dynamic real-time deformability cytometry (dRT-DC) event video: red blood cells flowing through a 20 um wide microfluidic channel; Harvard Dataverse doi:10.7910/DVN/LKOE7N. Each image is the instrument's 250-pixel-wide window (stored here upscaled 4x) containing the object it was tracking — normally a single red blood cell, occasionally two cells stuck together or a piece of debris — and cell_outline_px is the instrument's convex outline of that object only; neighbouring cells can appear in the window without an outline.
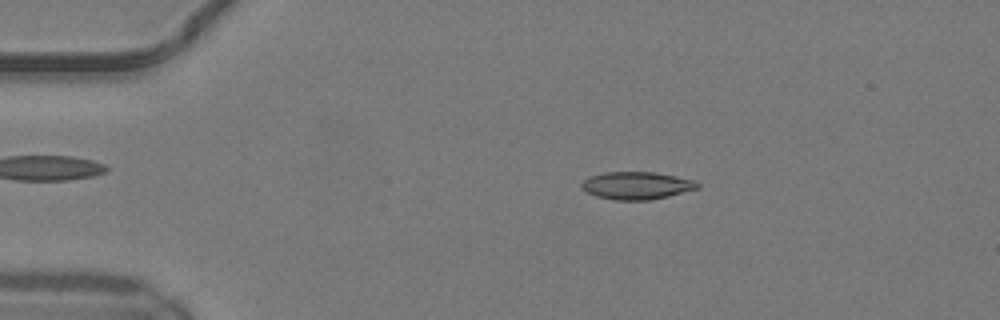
{"species": "common noctule bat (a hibernating species)", "species_latin": "Nyctalus noctula", "temperature_condition": "warm", "stored_images_in_passage": 44, "camera_frame_rate_fps": 3000, "um_per_image_px": 0.085, "animal": {"sex": "male", "body_mass_g": 19.2, "forearm_length_mm": 51.8}, "frame": {"image": 1, "passage_image": 4, "time_ms": 1.0, "image_size_px": [1000, 320], "cell_outline_px": [[700, 188], [668, 196], [648, 200], [612, 200], [596, 196], [588, 192], [580, 184], [584, 180], [592, 176], [604, 172], [656, 172], [696, 180], [700, 184]], "centroid_in_image_um": [54.17, 15.77], "position_along_channel_um": 30.8, "area_um2": 18.61}}
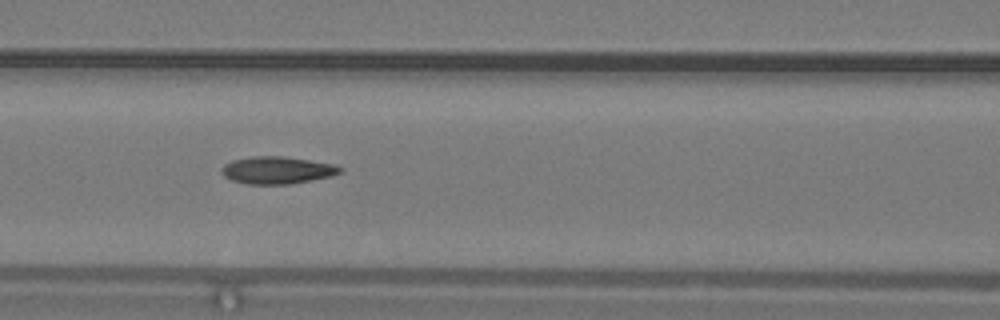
{"frame": {"image": 2, "passage_image": 16, "time_ms": 5.0, "image_size_px": [1000, 320], "cell_outline_px": [[344, 168], [340, 172], [332, 176], [292, 184], [248, 184], [232, 180], [224, 176], [224, 164], [232, 160], [252, 156], [284, 156], [332, 164]], "centroid_in_image_um": [23.58, 14.46], "position_along_channel_um": 143.0, "area_um2": 18.67}}
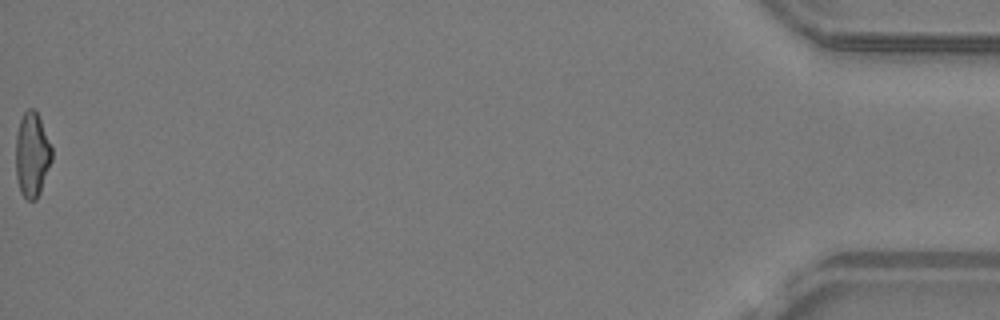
{"frame": {"image": 3, "passage_image": 44, "time_ms": 14.333, "image_size_px": [1000, 320], "cell_outline_px": [[52, 160], [40, 192], [36, 200], [28, 200], [20, 192], [16, 176], [16, 136], [20, 120], [24, 112], [28, 108], [32, 108], [36, 112], [40, 120], [52, 148]], "centroid_in_image_um": [2.72, 13.17], "position_along_channel_um": 432.5, "area_um2": 17.63}, "authors_computed_cell_mechanics": {"area_um2": 18.3226, "velocity_mm_per_s": 4.2008, "shape_relaxation_time_tau1_ms": null, "shape_relaxation_time_tau2_ms": 1.3668, "deformation_change_tau1": null, "deformation_change_tau2": 0.0805}}